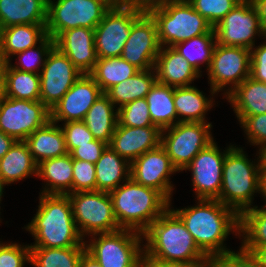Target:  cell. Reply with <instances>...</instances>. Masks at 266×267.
<instances>
[{
	"instance_id": "obj_11",
	"label": "cell",
	"mask_w": 266,
	"mask_h": 267,
	"mask_svg": "<svg viewBox=\"0 0 266 267\" xmlns=\"http://www.w3.org/2000/svg\"><path fill=\"white\" fill-rule=\"evenodd\" d=\"M211 127L208 122H178L161 130L160 145L178 172L183 171L201 150L214 141L209 131Z\"/></svg>"
},
{
	"instance_id": "obj_47",
	"label": "cell",
	"mask_w": 266,
	"mask_h": 267,
	"mask_svg": "<svg viewBox=\"0 0 266 267\" xmlns=\"http://www.w3.org/2000/svg\"><path fill=\"white\" fill-rule=\"evenodd\" d=\"M107 146V143L94 139L89 144L75 148L70 155L72 159L84 160L95 164Z\"/></svg>"
},
{
	"instance_id": "obj_52",
	"label": "cell",
	"mask_w": 266,
	"mask_h": 267,
	"mask_svg": "<svg viewBox=\"0 0 266 267\" xmlns=\"http://www.w3.org/2000/svg\"><path fill=\"white\" fill-rule=\"evenodd\" d=\"M78 267H101V265L85 251L80 258Z\"/></svg>"
},
{
	"instance_id": "obj_37",
	"label": "cell",
	"mask_w": 266,
	"mask_h": 267,
	"mask_svg": "<svg viewBox=\"0 0 266 267\" xmlns=\"http://www.w3.org/2000/svg\"><path fill=\"white\" fill-rule=\"evenodd\" d=\"M214 28L206 33L189 40L177 43L174 49L199 73L201 64L205 63L209 70L213 51L216 45Z\"/></svg>"
},
{
	"instance_id": "obj_25",
	"label": "cell",
	"mask_w": 266,
	"mask_h": 267,
	"mask_svg": "<svg viewBox=\"0 0 266 267\" xmlns=\"http://www.w3.org/2000/svg\"><path fill=\"white\" fill-rule=\"evenodd\" d=\"M48 0H0V29L13 25L46 24Z\"/></svg>"
},
{
	"instance_id": "obj_50",
	"label": "cell",
	"mask_w": 266,
	"mask_h": 267,
	"mask_svg": "<svg viewBox=\"0 0 266 267\" xmlns=\"http://www.w3.org/2000/svg\"><path fill=\"white\" fill-rule=\"evenodd\" d=\"M257 10L264 38L266 39V0H251Z\"/></svg>"
},
{
	"instance_id": "obj_55",
	"label": "cell",
	"mask_w": 266,
	"mask_h": 267,
	"mask_svg": "<svg viewBox=\"0 0 266 267\" xmlns=\"http://www.w3.org/2000/svg\"><path fill=\"white\" fill-rule=\"evenodd\" d=\"M5 97L4 63L0 62V101Z\"/></svg>"
},
{
	"instance_id": "obj_26",
	"label": "cell",
	"mask_w": 266,
	"mask_h": 267,
	"mask_svg": "<svg viewBox=\"0 0 266 267\" xmlns=\"http://www.w3.org/2000/svg\"><path fill=\"white\" fill-rule=\"evenodd\" d=\"M36 164L68 154L62 128L49 120L24 140Z\"/></svg>"
},
{
	"instance_id": "obj_41",
	"label": "cell",
	"mask_w": 266,
	"mask_h": 267,
	"mask_svg": "<svg viewBox=\"0 0 266 267\" xmlns=\"http://www.w3.org/2000/svg\"><path fill=\"white\" fill-rule=\"evenodd\" d=\"M213 28L242 0H187Z\"/></svg>"
},
{
	"instance_id": "obj_29",
	"label": "cell",
	"mask_w": 266,
	"mask_h": 267,
	"mask_svg": "<svg viewBox=\"0 0 266 267\" xmlns=\"http://www.w3.org/2000/svg\"><path fill=\"white\" fill-rule=\"evenodd\" d=\"M115 107L104 93L94 102L83 119L94 139L108 145L118 123V110H114Z\"/></svg>"
},
{
	"instance_id": "obj_36",
	"label": "cell",
	"mask_w": 266,
	"mask_h": 267,
	"mask_svg": "<svg viewBox=\"0 0 266 267\" xmlns=\"http://www.w3.org/2000/svg\"><path fill=\"white\" fill-rule=\"evenodd\" d=\"M239 233L243 236L241 248L245 251L251 253L256 247L266 246V207L254 206L243 211Z\"/></svg>"
},
{
	"instance_id": "obj_48",
	"label": "cell",
	"mask_w": 266,
	"mask_h": 267,
	"mask_svg": "<svg viewBox=\"0 0 266 267\" xmlns=\"http://www.w3.org/2000/svg\"><path fill=\"white\" fill-rule=\"evenodd\" d=\"M250 77L266 83V42L251 49Z\"/></svg>"
},
{
	"instance_id": "obj_17",
	"label": "cell",
	"mask_w": 266,
	"mask_h": 267,
	"mask_svg": "<svg viewBox=\"0 0 266 267\" xmlns=\"http://www.w3.org/2000/svg\"><path fill=\"white\" fill-rule=\"evenodd\" d=\"M160 49L156 21L146 10L133 23L121 57L138 70L154 69Z\"/></svg>"
},
{
	"instance_id": "obj_42",
	"label": "cell",
	"mask_w": 266,
	"mask_h": 267,
	"mask_svg": "<svg viewBox=\"0 0 266 267\" xmlns=\"http://www.w3.org/2000/svg\"><path fill=\"white\" fill-rule=\"evenodd\" d=\"M95 190V164L84 160L73 159L72 193Z\"/></svg>"
},
{
	"instance_id": "obj_24",
	"label": "cell",
	"mask_w": 266,
	"mask_h": 267,
	"mask_svg": "<svg viewBox=\"0 0 266 267\" xmlns=\"http://www.w3.org/2000/svg\"><path fill=\"white\" fill-rule=\"evenodd\" d=\"M226 97L239 122L247 116L266 113V83L250 76Z\"/></svg>"
},
{
	"instance_id": "obj_43",
	"label": "cell",
	"mask_w": 266,
	"mask_h": 267,
	"mask_svg": "<svg viewBox=\"0 0 266 267\" xmlns=\"http://www.w3.org/2000/svg\"><path fill=\"white\" fill-rule=\"evenodd\" d=\"M30 263V245L0 243V267H24Z\"/></svg>"
},
{
	"instance_id": "obj_22",
	"label": "cell",
	"mask_w": 266,
	"mask_h": 267,
	"mask_svg": "<svg viewBox=\"0 0 266 267\" xmlns=\"http://www.w3.org/2000/svg\"><path fill=\"white\" fill-rule=\"evenodd\" d=\"M154 70L158 83L171 87H188L192 81L202 76L174 47H161L156 58Z\"/></svg>"
},
{
	"instance_id": "obj_40",
	"label": "cell",
	"mask_w": 266,
	"mask_h": 267,
	"mask_svg": "<svg viewBox=\"0 0 266 267\" xmlns=\"http://www.w3.org/2000/svg\"><path fill=\"white\" fill-rule=\"evenodd\" d=\"M118 125L127 127L155 126L152 123L146 98L137 99L117 109Z\"/></svg>"
},
{
	"instance_id": "obj_31",
	"label": "cell",
	"mask_w": 266,
	"mask_h": 267,
	"mask_svg": "<svg viewBox=\"0 0 266 267\" xmlns=\"http://www.w3.org/2000/svg\"><path fill=\"white\" fill-rule=\"evenodd\" d=\"M203 94L194 86L174 87V105L178 122L207 121L205 114L211 110L214 103L212 98L208 99Z\"/></svg>"
},
{
	"instance_id": "obj_19",
	"label": "cell",
	"mask_w": 266,
	"mask_h": 267,
	"mask_svg": "<svg viewBox=\"0 0 266 267\" xmlns=\"http://www.w3.org/2000/svg\"><path fill=\"white\" fill-rule=\"evenodd\" d=\"M104 93L89 74H83L50 110V120L83 121L90 107Z\"/></svg>"
},
{
	"instance_id": "obj_53",
	"label": "cell",
	"mask_w": 266,
	"mask_h": 267,
	"mask_svg": "<svg viewBox=\"0 0 266 267\" xmlns=\"http://www.w3.org/2000/svg\"><path fill=\"white\" fill-rule=\"evenodd\" d=\"M251 254L257 259L261 267H266V246L256 247Z\"/></svg>"
},
{
	"instance_id": "obj_32",
	"label": "cell",
	"mask_w": 266,
	"mask_h": 267,
	"mask_svg": "<svg viewBox=\"0 0 266 267\" xmlns=\"http://www.w3.org/2000/svg\"><path fill=\"white\" fill-rule=\"evenodd\" d=\"M146 100L153 125L163 130L178 123L174 87L156 81L146 95Z\"/></svg>"
},
{
	"instance_id": "obj_10",
	"label": "cell",
	"mask_w": 266,
	"mask_h": 267,
	"mask_svg": "<svg viewBox=\"0 0 266 267\" xmlns=\"http://www.w3.org/2000/svg\"><path fill=\"white\" fill-rule=\"evenodd\" d=\"M109 9L102 0H48L46 34L54 40L69 29H95Z\"/></svg>"
},
{
	"instance_id": "obj_38",
	"label": "cell",
	"mask_w": 266,
	"mask_h": 267,
	"mask_svg": "<svg viewBox=\"0 0 266 267\" xmlns=\"http://www.w3.org/2000/svg\"><path fill=\"white\" fill-rule=\"evenodd\" d=\"M86 247H30V263L35 267H78Z\"/></svg>"
},
{
	"instance_id": "obj_4",
	"label": "cell",
	"mask_w": 266,
	"mask_h": 267,
	"mask_svg": "<svg viewBox=\"0 0 266 267\" xmlns=\"http://www.w3.org/2000/svg\"><path fill=\"white\" fill-rule=\"evenodd\" d=\"M109 194L118 226L142 234L170 207L159 191L140 185L131 177Z\"/></svg>"
},
{
	"instance_id": "obj_3",
	"label": "cell",
	"mask_w": 266,
	"mask_h": 267,
	"mask_svg": "<svg viewBox=\"0 0 266 267\" xmlns=\"http://www.w3.org/2000/svg\"><path fill=\"white\" fill-rule=\"evenodd\" d=\"M143 259L174 262H211L199 249L182 220L168 208L143 233Z\"/></svg>"
},
{
	"instance_id": "obj_54",
	"label": "cell",
	"mask_w": 266,
	"mask_h": 267,
	"mask_svg": "<svg viewBox=\"0 0 266 267\" xmlns=\"http://www.w3.org/2000/svg\"><path fill=\"white\" fill-rule=\"evenodd\" d=\"M259 185H260V191L258 193L262 194L266 201V168L262 164L260 167ZM263 207H266V203Z\"/></svg>"
},
{
	"instance_id": "obj_23",
	"label": "cell",
	"mask_w": 266,
	"mask_h": 267,
	"mask_svg": "<svg viewBox=\"0 0 266 267\" xmlns=\"http://www.w3.org/2000/svg\"><path fill=\"white\" fill-rule=\"evenodd\" d=\"M46 36V24L13 25L0 29L1 61L11 62V55L37 46Z\"/></svg>"
},
{
	"instance_id": "obj_34",
	"label": "cell",
	"mask_w": 266,
	"mask_h": 267,
	"mask_svg": "<svg viewBox=\"0 0 266 267\" xmlns=\"http://www.w3.org/2000/svg\"><path fill=\"white\" fill-rule=\"evenodd\" d=\"M5 97L40 101V74L14 69L4 63Z\"/></svg>"
},
{
	"instance_id": "obj_49",
	"label": "cell",
	"mask_w": 266,
	"mask_h": 267,
	"mask_svg": "<svg viewBox=\"0 0 266 267\" xmlns=\"http://www.w3.org/2000/svg\"><path fill=\"white\" fill-rule=\"evenodd\" d=\"M143 267H211V262H174L156 259H143Z\"/></svg>"
},
{
	"instance_id": "obj_44",
	"label": "cell",
	"mask_w": 266,
	"mask_h": 267,
	"mask_svg": "<svg viewBox=\"0 0 266 267\" xmlns=\"http://www.w3.org/2000/svg\"><path fill=\"white\" fill-rule=\"evenodd\" d=\"M61 128L68 153H71L80 145L89 144L94 140L93 135L83 121L66 122Z\"/></svg>"
},
{
	"instance_id": "obj_27",
	"label": "cell",
	"mask_w": 266,
	"mask_h": 267,
	"mask_svg": "<svg viewBox=\"0 0 266 267\" xmlns=\"http://www.w3.org/2000/svg\"><path fill=\"white\" fill-rule=\"evenodd\" d=\"M46 182L41 194L72 193L73 159L70 153L37 164V175Z\"/></svg>"
},
{
	"instance_id": "obj_58",
	"label": "cell",
	"mask_w": 266,
	"mask_h": 267,
	"mask_svg": "<svg viewBox=\"0 0 266 267\" xmlns=\"http://www.w3.org/2000/svg\"><path fill=\"white\" fill-rule=\"evenodd\" d=\"M102 1H104L110 8L121 5V3L118 0H102Z\"/></svg>"
},
{
	"instance_id": "obj_13",
	"label": "cell",
	"mask_w": 266,
	"mask_h": 267,
	"mask_svg": "<svg viewBox=\"0 0 266 267\" xmlns=\"http://www.w3.org/2000/svg\"><path fill=\"white\" fill-rule=\"evenodd\" d=\"M50 120V110L41 101L4 97L0 101V131L24 141Z\"/></svg>"
},
{
	"instance_id": "obj_14",
	"label": "cell",
	"mask_w": 266,
	"mask_h": 267,
	"mask_svg": "<svg viewBox=\"0 0 266 267\" xmlns=\"http://www.w3.org/2000/svg\"><path fill=\"white\" fill-rule=\"evenodd\" d=\"M216 43L252 49L255 35L264 36L251 0L239 2L215 27Z\"/></svg>"
},
{
	"instance_id": "obj_12",
	"label": "cell",
	"mask_w": 266,
	"mask_h": 267,
	"mask_svg": "<svg viewBox=\"0 0 266 267\" xmlns=\"http://www.w3.org/2000/svg\"><path fill=\"white\" fill-rule=\"evenodd\" d=\"M251 49L216 44L208 72L212 96L228 87V95L250 76Z\"/></svg>"
},
{
	"instance_id": "obj_57",
	"label": "cell",
	"mask_w": 266,
	"mask_h": 267,
	"mask_svg": "<svg viewBox=\"0 0 266 267\" xmlns=\"http://www.w3.org/2000/svg\"><path fill=\"white\" fill-rule=\"evenodd\" d=\"M261 164L266 168V145L259 149Z\"/></svg>"
},
{
	"instance_id": "obj_8",
	"label": "cell",
	"mask_w": 266,
	"mask_h": 267,
	"mask_svg": "<svg viewBox=\"0 0 266 267\" xmlns=\"http://www.w3.org/2000/svg\"><path fill=\"white\" fill-rule=\"evenodd\" d=\"M146 11L139 4L111 7L94 29L97 59L121 57L133 23Z\"/></svg>"
},
{
	"instance_id": "obj_45",
	"label": "cell",
	"mask_w": 266,
	"mask_h": 267,
	"mask_svg": "<svg viewBox=\"0 0 266 267\" xmlns=\"http://www.w3.org/2000/svg\"><path fill=\"white\" fill-rule=\"evenodd\" d=\"M240 251V252H239ZM237 253L229 251L211 260V267H261L257 259L240 247Z\"/></svg>"
},
{
	"instance_id": "obj_20",
	"label": "cell",
	"mask_w": 266,
	"mask_h": 267,
	"mask_svg": "<svg viewBox=\"0 0 266 267\" xmlns=\"http://www.w3.org/2000/svg\"><path fill=\"white\" fill-rule=\"evenodd\" d=\"M54 46L64 53L82 73L89 74L97 62L94 29L77 27L61 32Z\"/></svg>"
},
{
	"instance_id": "obj_51",
	"label": "cell",
	"mask_w": 266,
	"mask_h": 267,
	"mask_svg": "<svg viewBox=\"0 0 266 267\" xmlns=\"http://www.w3.org/2000/svg\"><path fill=\"white\" fill-rule=\"evenodd\" d=\"M15 141L13 137L0 131V159L9 151Z\"/></svg>"
},
{
	"instance_id": "obj_7",
	"label": "cell",
	"mask_w": 266,
	"mask_h": 267,
	"mask_svg": "<svg viewBox=\"0 0 266 267\" xmlns=\"http://www.w3.org/2000/svg\"><path fill=\"white\" fill-rule=\"evenodd\" d=\"M142 236V233L130 229L94 234L90 236L89 244L85 243L86 252L101 267H143Z\"/></svg>"
},
{
	"instance_id": "obj_5",
	"label": "cell",
	"mask_w": 266,
	"mask_h": 267,
	"mask_svg": "<svg viewBox=\"0 0 266 267\" xmlns=\"http://www.w3.org/2000/svg\"><path fill=\"white\" fill-rule=\"evenodd\" d=\"M257 160V164L250 162L243 149L234 145L224 158L219 201L239 215L252 208L253 195L260 191V154Z\"/></svg>"
},
{
	"instance_id": "obj_2",
	"label": "cell",
	"mask_w": 266,
	"mask_h": 267,
	"mask_svg": "<svg viewBox=\"0 0 266 267\" xmlns=\"http://www.w3.org/2000/svg\"><path fill=\"white\" fill-rule=\"evenodd\" d=\"M24 228L35 239L30 247H85L67 195L40 194L37 213Z\"/></svg>"
},
{
	"instance_id": "obj_39",
	"label": "cell",
	"mask_w": 266,
	"mask_h": 267,
	"mask_svg": "<svg viewBox=\"0 0 266 267\" xmlns=\"http://www.w3.org/2000/svg\"><path fill=\"white\" fill-rule=\"evenodd\" d=\"M39 44L38 47L34 46L25 51L16 53L15 55L19 57H17L19 61L17 63L18 65H11V63L8 62L10 66L21 71L40 74L42 69L39 68L44 66L46 57L54 46V40L47 35L41 42H39Z\"/></svg>"
},
{
	"instance_id": "obj_59",
	"label": "cell",
	"mask_w": 266,
	"mask_h": 267,
	"mask_svg": "<svg viewBox=\"0 0 266 267\" xmlns=\"http://www.w3.org/2000/svg\"><path fill=\"white\" fill-rule=\"evenodd\" d=\"M4 185H7V184L0 177V202H1V197H2V194H3V190H4Z\"/></svg>"
},
{
	"instance_id": "obj_21",
	"label": "cell",
	"mask_w": 266,
	"mask_h": 267,
	"mask_svg": "<svg viewBox=\"0 0 266 267\" xmlns=\"http://www.w3.org/2000/svg\"><path fill=\"white\" fill-rule=\"evenodd\" d=\"M160 143L161 130L157 126L135 128L117 124L108 146L131 164L145 152L156 149Z\"/></svg>"
},
{
	"instance_id": "obj_15",
	"label": "cell",
	"mask_w": 266,
	"mask_h": 267,
	"mask_svg": "<svg viewBox=\"0 0 266 267\" xmlns=\"http://www.w3.org/2000/svg\"><path fill=\"white\" fill-rule=\"evenodd\" d=\"M40 73V101L51 110L83 75L55 46L49 51Z\"/></svg>"
},
{
	"instance_id": "obj_16",
	"label": "cell",
	"mask_w": 266,
	"mask_h": 267,
	"mask_svg": "<svg viewBox=\"0 0 266 267\" xmlns=\"http://www.w3.org/2000/svg\"><path fill=\"white\" fill-rule=\"evenodd\" d=\"M233 146L221 153L213 141L201 150L183 170H191L192 185L198 199L219 200L222 186V169L226 153Z\"/></svg>"
},
{
	"instance_id": "obj_56",
	"label": "cell",
	"mask_w": 266,
	"mask_h": 267,
	"mask_svg": "<svg viewBox=\"0 0 266 267\" xmlns=\"http://www.w3.org/2000/svg\"><path fill=\"white\" fill-rule=\"evenodd\" d=\"M121 4H139L147 6L152 3H156L158 0H118Z\"/></svg>"
},
{
	"instance_id": "obj_1",
	"label": "cell",
	"mask_w": 266,
	"mask_h": 267,
	"mask_svg": "<svg viewBox=\"0 0 266 267\" xmlns=\"http://www.w3.org/2000/svg\"><path fill=\"white\" fill-rule=\"evenodd\" d=\"M171 210L210 260L231 251L223 245L231 231L240 234V215L219 200L198 199L196 206Z\"/></svg>"
},
{
	"instance_id": "obj_35",
	"label": "cell",
	"mask_w": 266,
	"mask_h": 267,
	"mask_svg": "<svg viewBox=\"0 0 266 267\" xmlns=\"http://www.w3.org/2000/svg\"><path fill=\"white\" fill-rule=\"evenodd\" d=\"M139 70L122 57L99 58L89 75L106 93L114 85L131 78Z\"/></svg>"
},
{
	"instance_id": "obj_28",
	"label": "cell",
	"mask_w": 266,
	"mask_h": 267,
	"mask_svg": "<svg viewBox=\"0 0 266 267\" xmlns=\"http://www.w3.org/2000/svg\"><path fill=\"white\" fill-rule=\"evenodd\" d=\"M95 175L96 190L110 193L130 178V163L107 146L95 163Z\"/></svg>"
},
{
	"instance_id": "obj_9",
	"label": "cell",
	"mask_w": 266,
	"mask_h": 267,
	"mask_svg": "<svg viewBox=\"0 0 266 267\" xmlns=\"http://www.w3.org/2000/svg\"><path fill=\"white\" fill-rule=\"evenodd\" d=\"M66 195L69 197L73 218L82 237L121 229L115 219L109 193L95 190Z\"/></svg>"
},
{
	"instance_id": "obj_6",
	"label": "cell",
	"mask_w": 266,
	"mask_h": 267,
	"mask_svg": "<svg viewBox=\"0 0 266 267\" xmlns=\"http://www.w3.org/2000/svg\"><path fill=\"white\" fill-rule=\"evenodd\" d=\"M157 24L161 47L206 34L213 26L187 0H158L146 6Z\"/></svg>"
},
{
	"instance_id": "obj_46",
	"label": "cell",
	"mask_w": 266,
	"mask_h": 267,
	"mask_svg": "<svg viewBox=\"0 0 266 267\" xmlns=\"http://www.w3.org/2000/svg\"><path fill=\"white\" fill-rule=\"evenodd\" d=\"M240 125L252 145H260L261 148L266 145V113L247 116Z\"/></svg>"
},
{
	"instance_id": "obj_18",
	"label": "cell",
	"mask_w": 266,
	"mask_h": 267,
	"mask_svg": "<svg viewBox=\"0 0 266 267\" xmlns=\"http://www.w3.org/2000/svg\"><path fill=\"white\" fill-rule=\"evenodd\" d=\"M176 172L178 170L161 145L145 152L130 164V177L140 185L159 191L169 201V205L173 192L170 176Z\"/></svg>"
},
{
	"instance_id": "obj_33",
	"label": "cell",
	"mask_w": 266,
	"mask_h": 267,
	"mask_svg": "<svg viewBox=\"0 0 266 267\" xmlns=\"http://www.w3.org/2000/svg\"><path fill=\"white\" fill-rule=\"evenodd\" d=\"M157 81L154 69L139 70L131 78L114 85L105 94L110 101L118 108L131 101L146 98V95Z\"/></svg>"
},
{
	"instance_id": "obj_30",
	"label": "cell",
	"mask_w": 266,
	"mask_h": 267,
	"mask_svg": "<svg viewBox=\"0 0 266 267\" xmlns=\"http://www.w3.org/2000/svg\"><path fill=\"white\" fill-rule=\"evenodd\" d=\"M37 175V164L25 141H15L9 151L0 159V177L8 185Z\"/></svg>"
}]
</instances>
